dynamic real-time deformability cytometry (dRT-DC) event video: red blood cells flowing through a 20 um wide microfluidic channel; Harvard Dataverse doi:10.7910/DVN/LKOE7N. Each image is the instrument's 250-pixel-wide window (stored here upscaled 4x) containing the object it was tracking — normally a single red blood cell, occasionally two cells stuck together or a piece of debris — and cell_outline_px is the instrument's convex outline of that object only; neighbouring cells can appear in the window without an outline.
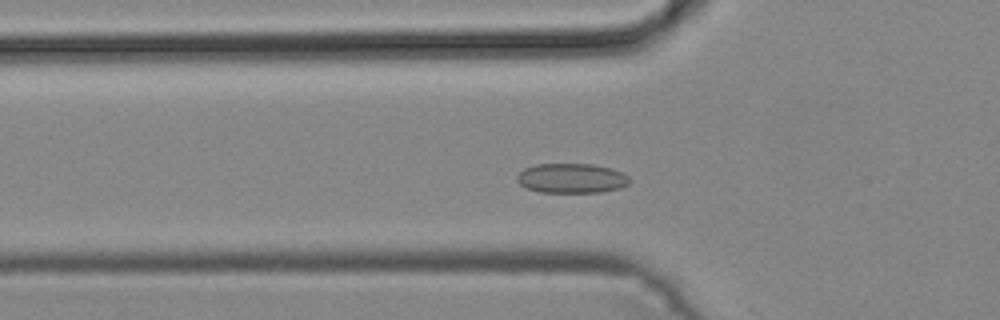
{"species": "common noctule bat (a hibernating species)", "species_latin": "Nyctalus noctula", "temperature_condition": "cold", "stored_images_in_passage": 38, "segment_of_instrument_passage": [1, 2], "camera_frame_rate_fps": 3000, "um_per_image_px": 0.085, "animal": {"sex": "male", "body_mass_g": 19.2, "forearm_length_mm": 51.8}, "frame": {"image": 1, "passage_image": 11, "time_ms": 3.333, "image_size_px": [1000, 320], "cell_outline_px": [[632, 180], [628, 184], [620, 188], [600, 192], [540, 192], [528, 188], [520, 184], [516, 180], [516, 176], [524, 168], [536, 164], [592, 164], [612, 168], [624, 172]], "centroid_in_image_um": [48.61, 15.14], "position_along_channel_um": 77.2, "area_um2": 19.59}}
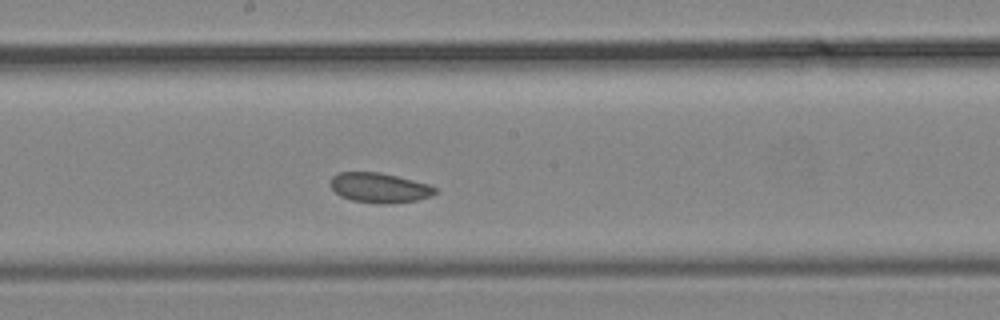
{"frame": {"image": 2, "passage_image": 21, "time_ms": 6.667, "image_size_px": [1000, 320], "cell_outline_px": [[436, 192], [432, 196], [416, 200], [388, 204], [376, 204], [352, 200], [340, 196], [328, 184], [332, 176], [340, 172], [380, 172], [428, 184], [436, 188]], "centroid_in_image_um": [32.22, 15.96], "position_along_channel_um": 216.0, "area_um2": 18.26}}
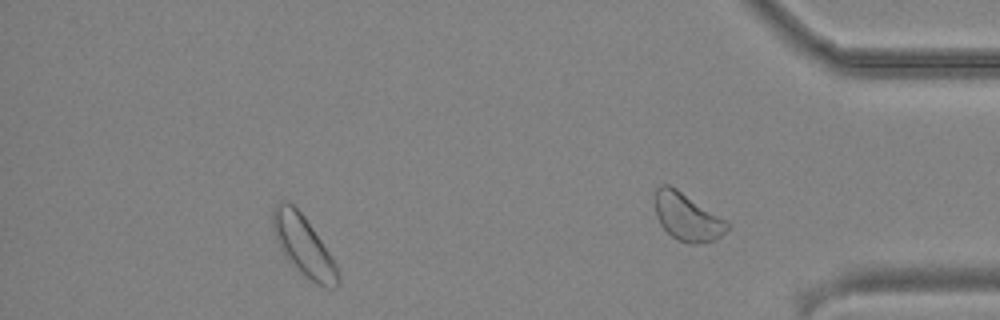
{"frame": {"image": 3, "passage_image": 33, "time_ms": 10.667, "image_size_px": [1000, 320], "cell_outline_px": [[340, 284], [332, 288], [328, 288], [316, 284], [300, 272], [284, 256], [276, 240], [272, 228], [272, 208], [280, 200], [288, 200], [304, 216], [336, 264], [340, 276]], "centroid_in_image_um": [25.77, 20.88], "position_along_channel_um": 409.4, "area_um2": 22.72}}